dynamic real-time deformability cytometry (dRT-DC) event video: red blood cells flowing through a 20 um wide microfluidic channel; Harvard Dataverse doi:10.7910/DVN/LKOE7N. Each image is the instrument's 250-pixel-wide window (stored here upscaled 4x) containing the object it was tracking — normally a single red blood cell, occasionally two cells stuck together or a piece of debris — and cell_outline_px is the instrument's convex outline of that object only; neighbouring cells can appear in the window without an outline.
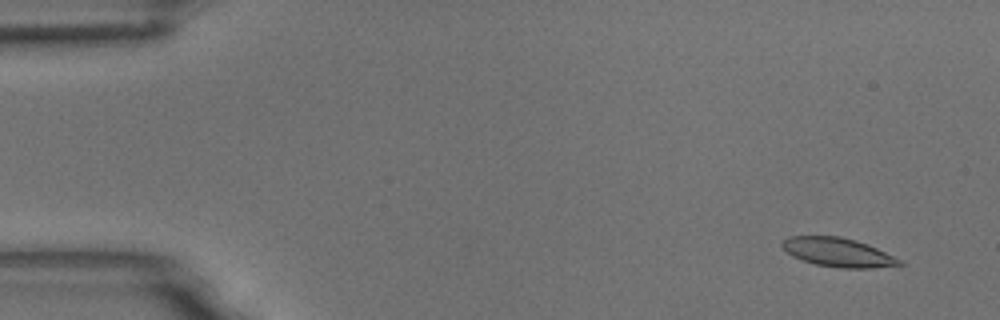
{"species": "common noctule bat (a hibernating species)", "species_latin": "Nyctalus noctula", "temperature_condition": "room temperature", "stored_images_in_passage": 4, "camera_frame_rate_fps": 3000, "um_per_image_px": 0.085, "animal": {"sex": "male", "body_mass_g": 18.8}, "frame": {"image": 1, "passage_image": 1, "time_ms": 0.0, "image_size_px": [1000, 320], "cell_outline_px": [[904, 264], [872, 268], [840, 268], [816, 264], [792, 256], [780, 244], [788, 236], [840, 236], [856, 240], [868, 244], [900, 260]], "centroid_in_image_um": [71.21, 21.44], "position_along_channel_um": 13.8, "area_um2": 19.48}}
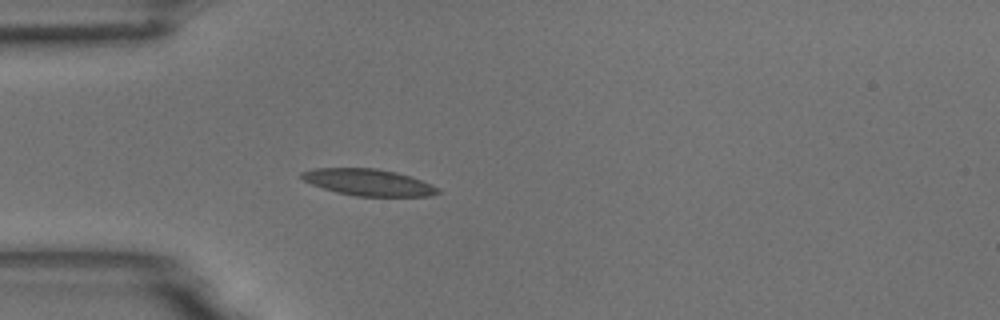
{"frame": {"image": 2, "passage_image": 4, "time_ms": 1.0, "image_size_px": [1000, 320], "cell_outline_px": [[440, 192], [428, 196], [356, 196], [336, 192], [312, 184], [304, 180], [300, 176], [300, 172], [316, 168], [376, 168], [396, 172], [432, 184]], "centroid_in_image_um": [31.28, 15.49], "position_along_channel_um": 53.7, "area_um2": 20.87}}